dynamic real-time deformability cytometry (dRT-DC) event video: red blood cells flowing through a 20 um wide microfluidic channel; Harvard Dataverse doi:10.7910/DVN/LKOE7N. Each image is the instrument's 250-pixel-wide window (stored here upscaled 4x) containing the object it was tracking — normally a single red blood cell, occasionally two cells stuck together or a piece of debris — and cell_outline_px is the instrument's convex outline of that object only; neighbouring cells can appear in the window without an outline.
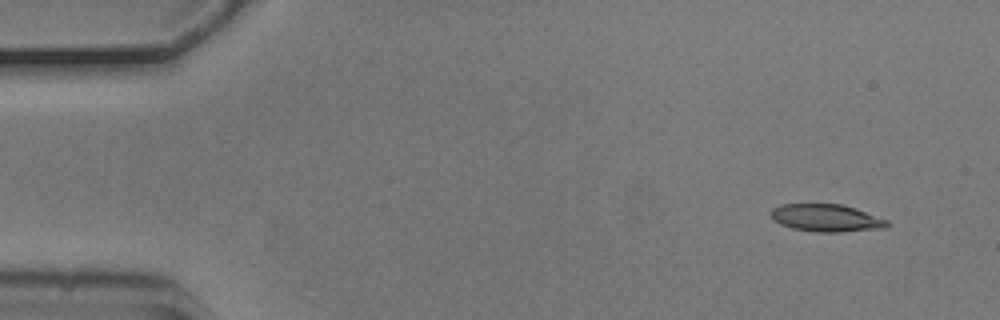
{"species": "common noctule bat (a hibernating species)", "species_latin": "Nyctalus noctula", "temperature_condition": "cold", "stored_images_in_passage": 6, "camera_frame_rate_fps": 3000, "um_per_image_px": 0.085, "animal": {"sex": "male", "body_mass_g": 20.5, "forearm_length_mm": 52.5}, "frame": {"image": 1, "passage_image": 1, "time_ms": 0.0, "image_size_px": [1000, 320], "cell_outline_px": [[892, 224], [888, 228], [840, 232], [816, 232], [792, 228], [780, 224], [772, 220], [768, 212], [772, 208], [780, 204], [840, 204], [856, 208], [888, 220]], "centroid_in_image_um": [70.23, 18.53], "position_along_channel_um": 14.8, "area_um2": 18.96}}
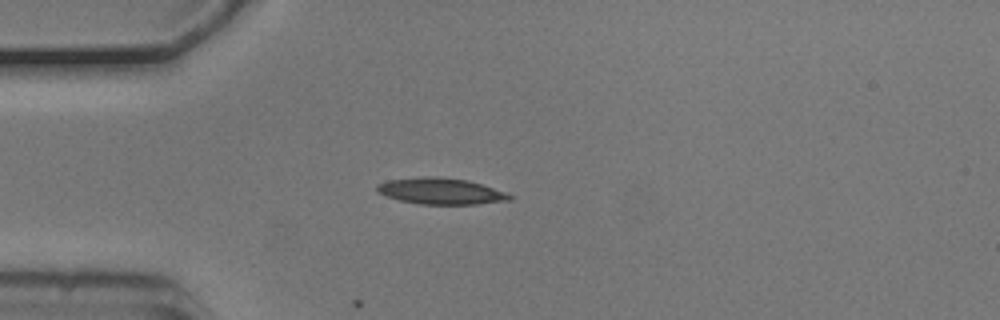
{"frame": {"image": 2, "passage_image": 3, "time_ms": 0.667, "image_size_px": [1000, 320], "cell_outline_px": [[512, 200], [476, 204], [420, 204], [400, 200], [376, 192], [376, 184], [388, 180], [424, 176], [436, 176], [468, 180], [504, 192], [512, 196]], "centroid_in_image_um": [37.43, 16.24], "position_along_channel_um": 47.6, "area_um2": 20.17}}